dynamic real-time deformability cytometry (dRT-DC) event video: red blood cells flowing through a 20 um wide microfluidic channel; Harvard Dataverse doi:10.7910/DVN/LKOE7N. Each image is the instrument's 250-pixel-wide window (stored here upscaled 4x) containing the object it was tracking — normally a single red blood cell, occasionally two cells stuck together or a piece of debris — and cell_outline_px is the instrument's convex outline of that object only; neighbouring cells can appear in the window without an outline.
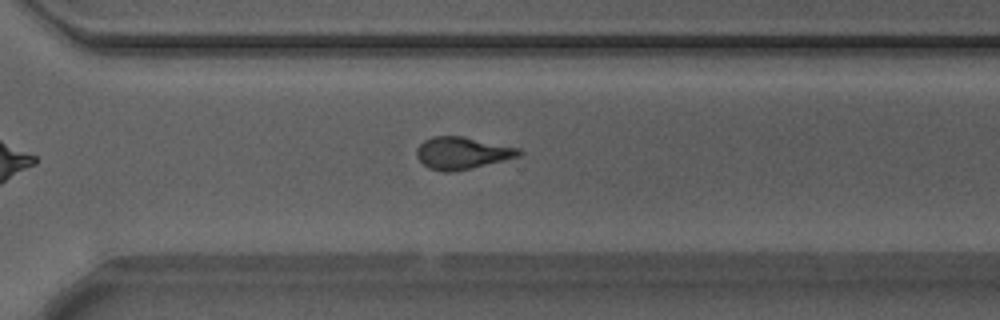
{"species": "Egyptian fruit bat (a non-hibernating species)", "species_latin": "Rousettus aegyptiacus", "temperature_condition": "warm", "stored_images_in_passage": 31, "camera_frame_rate_fps": 3000, "um_per_image_px": 0.085, "animal": {"sex": "male"}, "frame": {"image": 1, "passage_image": 22, "time_ms": 7.0, "image_size_px": [1000, 320], "cell_outline_px": [[524, 152], [520, 156], [472, 168], [452, 172], [444, 172], [428, 168], [416, 156], [416, 148], [424, 140], [432, 136], [460, 136], [520, 148]], "centroid_in_image_um": [39.27, 13.01], "position_along_channel_um": 331.3, "area_um2": 19.13}, "authors_computed_cell_mechanics": {"area_um2": 18.6694, "velocity_mm_per_s": 3.8562, "shape_relaxation_time_tau1_ms": 2.5259, "shape_relaxation_time_tau2_ms": 2.2729, "deformation_change_tau1": 0.1312, "deformation_change_tau2": 0.0943}}